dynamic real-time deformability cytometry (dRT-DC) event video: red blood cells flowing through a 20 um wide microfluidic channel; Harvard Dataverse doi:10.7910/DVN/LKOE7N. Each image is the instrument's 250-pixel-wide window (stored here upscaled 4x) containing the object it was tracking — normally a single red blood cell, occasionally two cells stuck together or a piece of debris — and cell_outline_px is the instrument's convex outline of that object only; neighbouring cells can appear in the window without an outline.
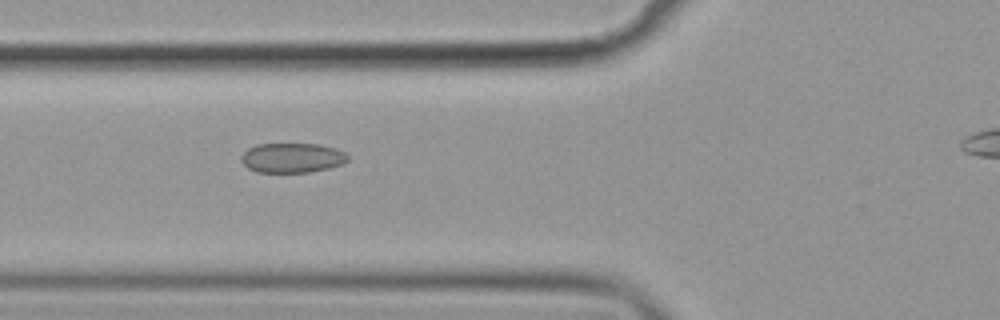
{"species": "common noctule bat (a hibernating species)", "species_latin": "Nyctalus noctula", "temperature_condition": "cold", "stored_images_in_passage": 39, "camera_frame_rate_fps": 3000, "um_per_image_px": 0.085, "animal": {"sex": "female", "body_mass_g": 19.9}, "frame": {"image": 1, "passage_image": 9, "time_ms": 2.667, "image_size_px": [1000, 320], "cell_outline_px": [[348, 160], [340, 164], [328, 168], [308, 172], [256, 172], [248, 168], [240, 160], [240, 156], [248, 148], [256, 144], [320, 144], [336, 148], [344, 152], [348, 156]], "centroid_in_image_um": [24.8, 13.41], "position_along_channel_um": 101.0, "area_um2": 18.44}}
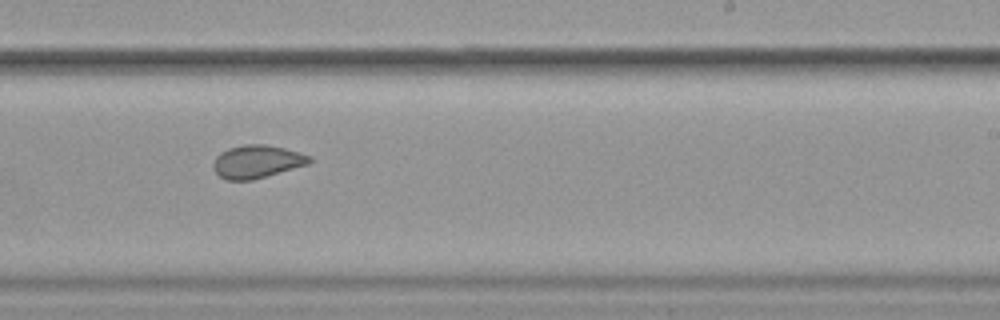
{"frame": {"image": 2, "passage_image": 23, "time_ms": 7.333, "image_size_px": [1000, 320], "cell_outline_px": [[312, 160], [308, 164], [252, 180], [228, 180], [220, 176], [212, 168], [212, 164], [216, 156], [220, 152], [228, 148], [244, 144], [264, 144], [284, 148], [300, 152], [312, 156]], "centroid_in_image_um": [21.83, 13.72], "position_along_channel_um": 267.2, "area_um2": 18.5}}
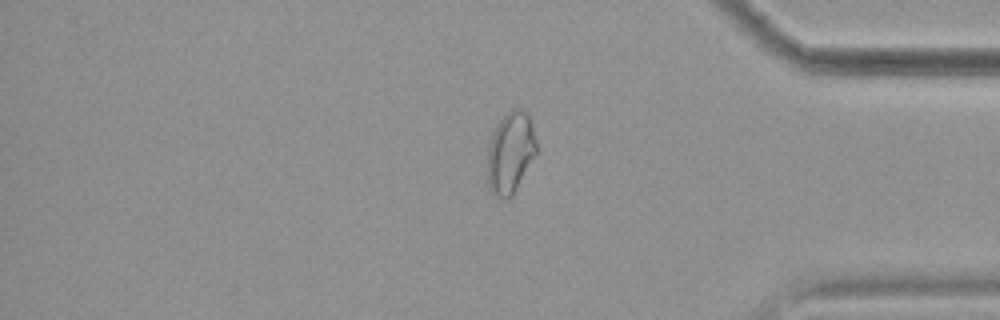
{"frame": {"image": 3, "passage_image": 35, "time_ms": 11.333, "image_size_px": [1000, 320], "cell_outline_px": [[536, 156], [512, 196], [508, 200], [504, 200], [496, 196], [488, 188], [488, 144], [492, 132], [496, 124], [512, 108], [520, 108], [528, 112], [532, 124], [536, 140]], "centroid_in_image_um": [43.39, 12.98], "position_along_channel_um": 391.8, "area_um2": 23.64}}